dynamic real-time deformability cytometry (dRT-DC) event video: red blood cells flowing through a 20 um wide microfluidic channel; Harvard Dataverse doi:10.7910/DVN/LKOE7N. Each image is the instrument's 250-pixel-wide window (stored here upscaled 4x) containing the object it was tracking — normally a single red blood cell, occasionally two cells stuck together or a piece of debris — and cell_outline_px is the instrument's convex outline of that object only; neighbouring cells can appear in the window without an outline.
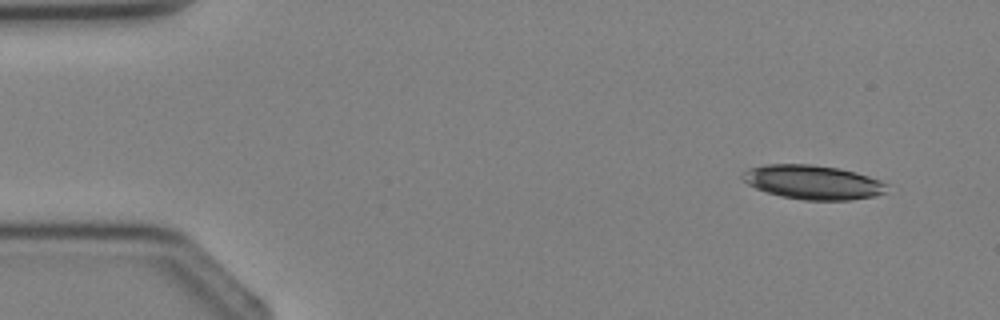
{"species": "Egyptian fruit bat (a non-hibernating species)", "species_latin": "Rousettus aegyptiacus", "temperature_condition": "cold", "stored_images_in_passage": 3, "camera_frame_rate_fps": 3000, "um_per_image_px": 0.085, "animal": {"sex": "female"}, "frame": {"image": 1, "passage_image": 1, "time_ms": 0.0, "image_size_px": [1000, 320], "cell_outline_px": [[888, 184], [884, 192], [872, 196], [852, 200], [804, 200], [780, 196], [756, 188], [740, 180], [740, 176], [748, 168], [764, 164], [808, 164], [836, 168], [856, 172], [880, 180]], "centroid_in_image_um": [69.04, 15.48], "position_along_channel_um": 16.0, "area_um2": 28.67}}
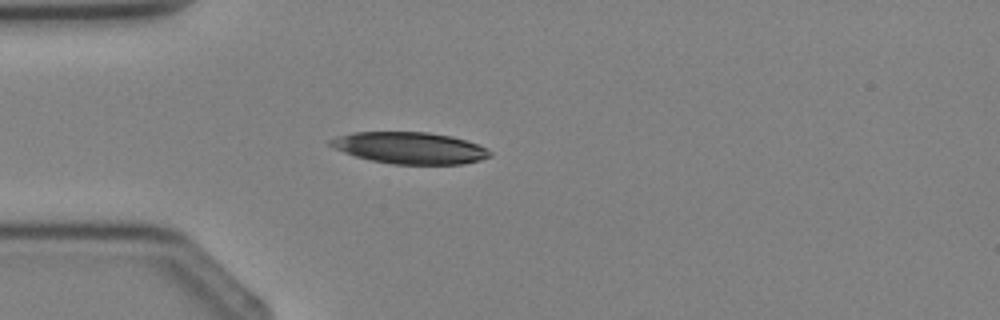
{"frame": {"image": 2, "passage_image": 3, "time_ms": 2.333, "image_size_px": [1000, 320], "cell_outline_px": [[492, 156], [480, 160], [460, 164], [392, 164], [372, 160], [356, 156], [332, 148], [328, 144], [328, 140], [336, 136], [352, 132], [428, 132], [452, 136], [488, 148], [492, 152]], "centroid_in_image_um": [34.82, 12.57], "position_along_channel_um": 50.2, "area_um2": 29.48}}